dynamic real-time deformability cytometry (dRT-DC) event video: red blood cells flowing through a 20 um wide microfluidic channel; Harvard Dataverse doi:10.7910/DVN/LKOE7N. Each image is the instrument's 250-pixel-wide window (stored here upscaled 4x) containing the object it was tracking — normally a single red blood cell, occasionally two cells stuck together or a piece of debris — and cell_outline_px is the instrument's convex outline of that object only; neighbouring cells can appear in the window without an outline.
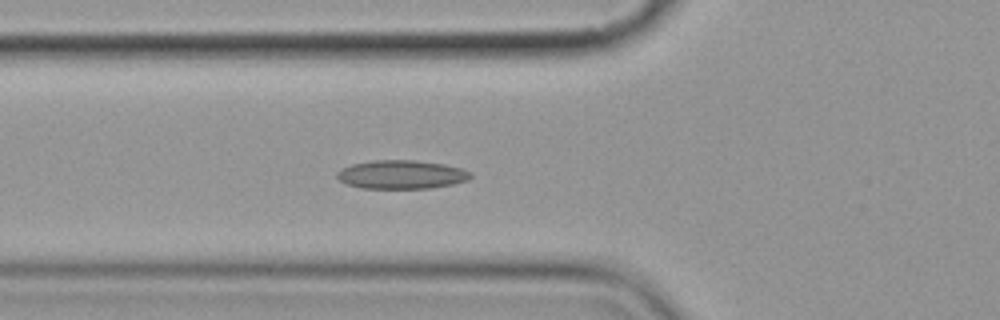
{"species": "common noctule bat (a hibernating species)", "species_latin": "Nyctalus noctula", "temperature_condition": "cold", "stored_images_in_passage": 5, "camera_frame_rate_fps": 3000, "um_per_image_px": 0.085, "animal": {"sex": "female", "body_mass_g": 19.9}, "frame": {"image": 1, "passage_image": 5, "time_ms": 4.667, "image_size_px": [1000, 320], "cell_outline_px": [[472, 176], [468, 180], [452, 184], [432, 188], [360, 188], [348, 184], [340, 180], [336, 176], [336, 172], [340, 168], [352, 164], [372, 160], [416, 160], [444, 164], [460, 168], [472, 172]], "centroid_in_image_um": [34.12, 14.83], "position_along_channel_um": 91.7, "area_um2": 22.37}}